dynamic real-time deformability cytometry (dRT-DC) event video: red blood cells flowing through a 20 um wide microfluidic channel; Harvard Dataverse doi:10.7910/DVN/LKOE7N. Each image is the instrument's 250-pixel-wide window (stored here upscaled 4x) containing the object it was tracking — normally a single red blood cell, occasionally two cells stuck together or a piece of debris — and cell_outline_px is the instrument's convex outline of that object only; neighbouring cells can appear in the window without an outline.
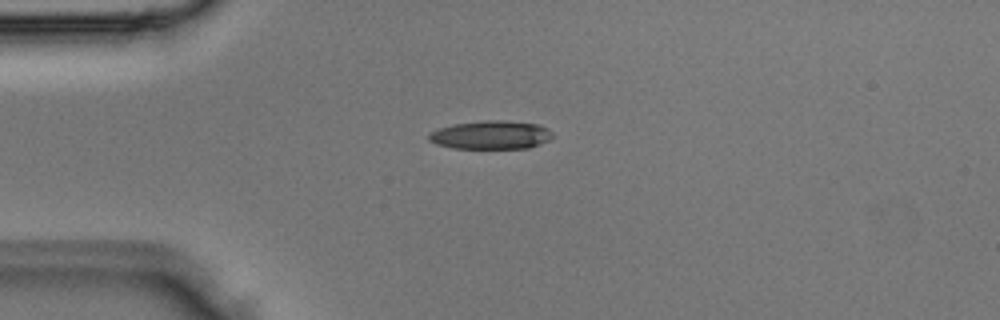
{"species": "Egyptian fruit bat (a non-hibernating species)", "species_latin": "Rousettus aegyptiacus", "temperature_condition": "room temperature", "stored_images_in_passage": 2, "camera_frame_rate_fps": 3000, "um_per_image_px": 0.085, "animal": {"sex": "male"}, "frame": {"image": 1, "passage_image": 2, "time_ms": 0.333, "image_size_px": [1000, 320], "cell_outline_px": [[552, 136], [548, 140], [540, 144], [528, 148], [452, 148], [436, 144], [428, 140], [428, 132], [452, 124], [484, 120], [504, 120], [540, 124], [548, 128], [552, 132]], "centroid_in_image_um": [41.72, 11.46], "position_along_channel_um": 43.3, "area_um2": 20.69}}